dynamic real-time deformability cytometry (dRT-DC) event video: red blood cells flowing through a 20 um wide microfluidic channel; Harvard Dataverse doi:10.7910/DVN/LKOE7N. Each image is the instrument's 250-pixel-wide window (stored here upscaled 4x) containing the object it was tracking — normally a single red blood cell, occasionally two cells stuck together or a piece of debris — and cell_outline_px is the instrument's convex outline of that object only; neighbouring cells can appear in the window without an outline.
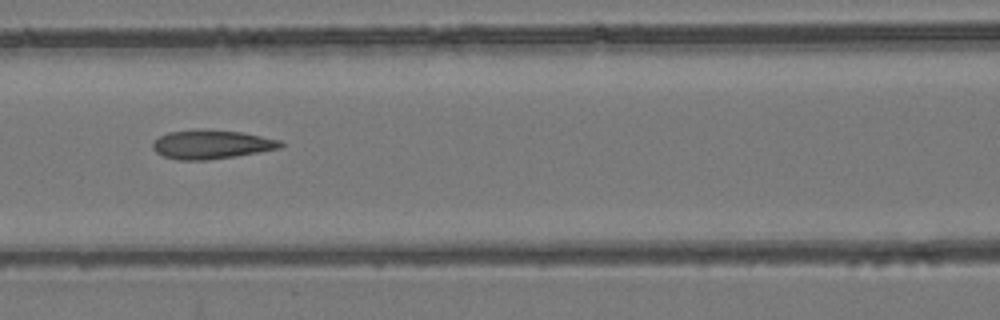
{"species": "common noctule bat (a hibernating species)", "species_latin": "Nyctalus noctula", "temperature_condition": "room temperature", "stored_images_in_passage": 8, "camera_frame_rate_fps": 3000, "um_per_image_px": 0.085, "animal": {"sex": "female", "body_mass_g": 24.6, "forearm_length_mm": 56.2}, "frame": {"image": 1, "passage_image": 5, "time_ms": 5.333, "image_size_px": [1000, 320], "cell_outline_px": [[284, 144], [280, 148], [260, 152], [236, 156], [208, 160], [176, 160], [164, 156], [156, 152], [152, 148], [152, 144], [160, 136], [168, 132], [240, 132], [280, 140]], "centroid_in_image_um": [17.99, 12.33], "position_along_channel_um": 148.6, "area_um2": 20.58}}
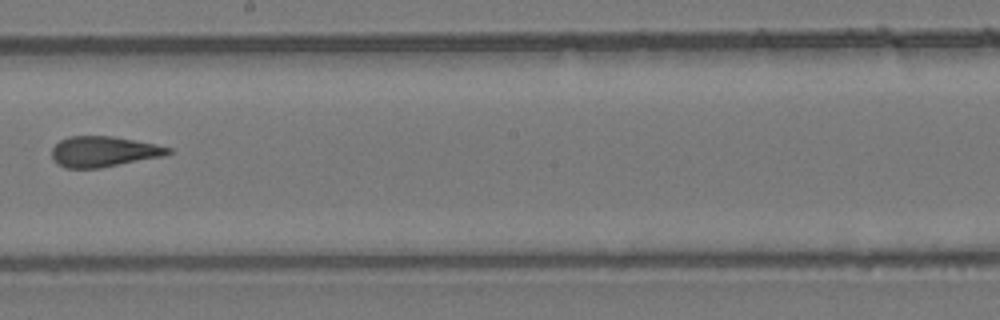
{"frame": {"image": 2, "passage_image": 7, "time_ms": 7.667, "image_size_px": [1000, 320], "cell_outline_px": [[172, 152], [164, 156], [100, 168], [64, 168], [56, 164], [52, 160], [52, 148], [60, 140], [68, 136], [112, 136], [156, 144], [172, 148]], "centroid_in_image_um": [8.79, 12.89], "position_along_channel_um": 239.4, "area_um2": 20.87}}
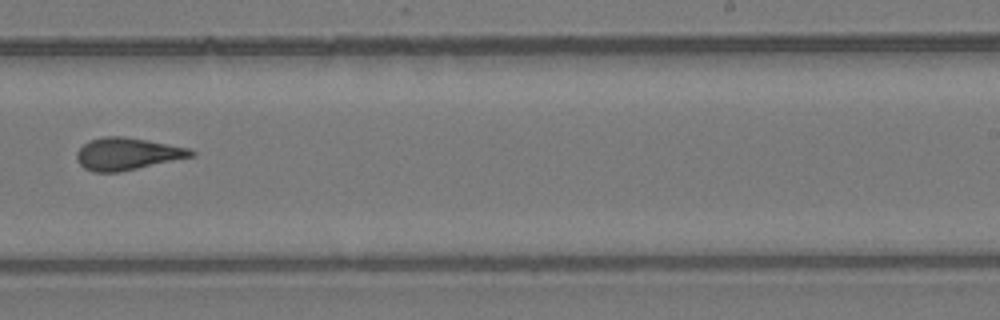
{"frame": {"image": 3, "passage_image": 8, "time_ms": 8.667, "image_size_px": [1000, 320], "cell_outline_px": [[196, 156], [120, 172], [92, 172], [84, 168], [76, 160], [76, 152], [88, 140], [104, 136], [124, 136], [148, 140], [188, 148], [196, 152]], "centroid_in_image_um": [10.81, 13.08], "position_along_channel_um": 278.2, "area_um2": 21.68}}